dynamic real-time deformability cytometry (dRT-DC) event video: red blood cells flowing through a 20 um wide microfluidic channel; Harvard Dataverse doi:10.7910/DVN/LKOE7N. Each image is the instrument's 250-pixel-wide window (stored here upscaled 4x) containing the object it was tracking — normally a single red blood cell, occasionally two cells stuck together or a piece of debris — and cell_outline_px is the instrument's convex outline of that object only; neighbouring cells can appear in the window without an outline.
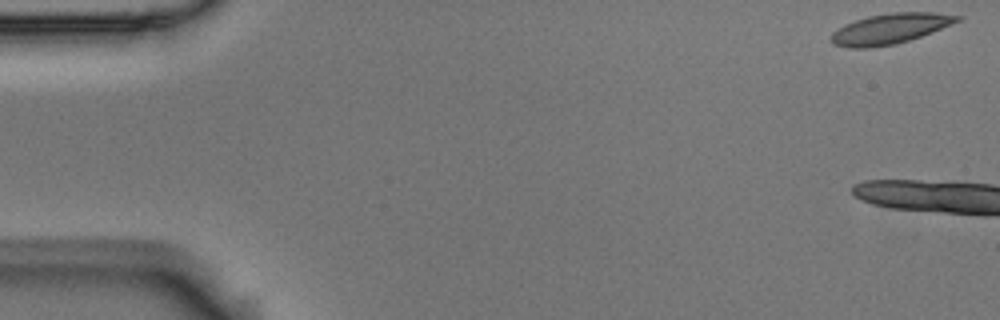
{"species": "Egyptian fruit bat (a non-hibernating species)", "species_latin": "Rousettus aegyptiacus", "temperature_condition": "room temperature", "stored_images_in_passage": 10, "camera_frame_rate_fps": 3000, "um_per_image_px": 0.085, "animal": {"sex": "male"}, "frame": {"image": 1, "passage_image": 1, "time_ms": 0.0, "image_size_px": [1000, 320], "cell_outline_px": [[964, 16], [960, 20], [952, 24], [932, 32], [896, 44], [868, 48], [848, 48], [832, 44], [832, 32], [836, 28], [844, 24], [868, 16], [892, 12], [936, 12]], "centroid_in_image_um": [75.65, 2.43], "position_along_channel_um": 9.3, "area_um2": 22.37}}